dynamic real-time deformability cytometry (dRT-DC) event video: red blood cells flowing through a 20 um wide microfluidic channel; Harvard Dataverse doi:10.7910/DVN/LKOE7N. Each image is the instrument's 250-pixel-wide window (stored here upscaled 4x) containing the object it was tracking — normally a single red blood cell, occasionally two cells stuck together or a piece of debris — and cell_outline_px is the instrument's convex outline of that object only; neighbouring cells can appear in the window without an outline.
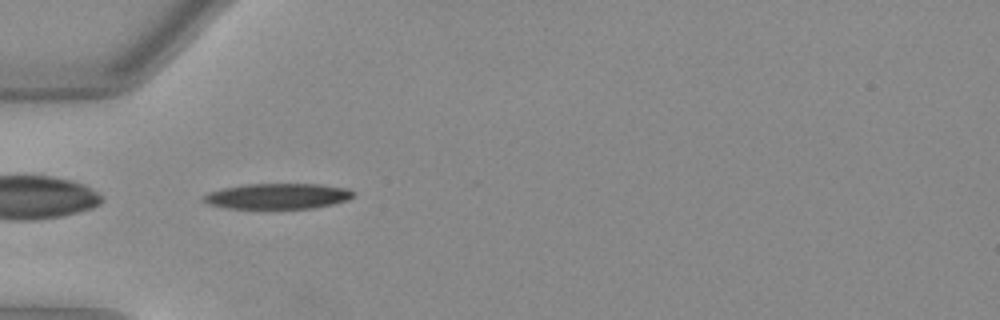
{"species": "Egyptian fruit bat (a non-hibernating species)", "species_latin": "Rousettus aegyptiacus", "temperature_condition": "warm", "stored_images_in_passage": 36, "camera_frame_rate_fps": 3000, "um_per_image_px": 0.085, "animal": {"sex": "female"}, "frame": {"image": 1, "passage_image": 1, "time_ms": 0.0, "image_size_px": [1000, 320], "cell_outline_px": [[352, 196], [348, 200], [316, 208], [224, 208], [208, 204], [200, 200], [200, 196], [208, 192], [220, 188], [248, 184], [316, 184], [348, 188], [352, 192]], "centroid_in_image_um": [23.51, 16.67], "position_along_channel_um": 61.5, "area_um2": 22.43}}
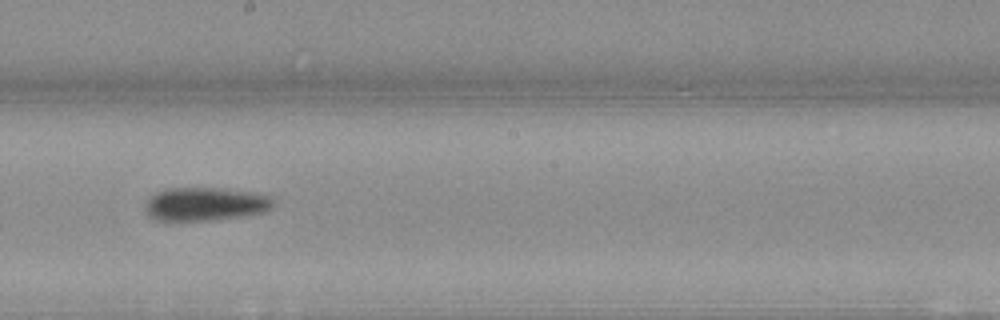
{"frame": {"image": 2, "passage_image": 14, "time_ms": 4.333, "image_size_px": [1000, 320], "cell_outline_px": [[272, 208], [264, 212], [240, 216], [208, 220], [160, 220], [152, 216], [148, 212], [148, 200], [156, 192], [164, 188], [224, 188], [256, 192], [272, 196]], "centroid_in_image_um": [17.53, 17.31], "position_along_channel_um": 230.7, "area_um2": 24.57}}
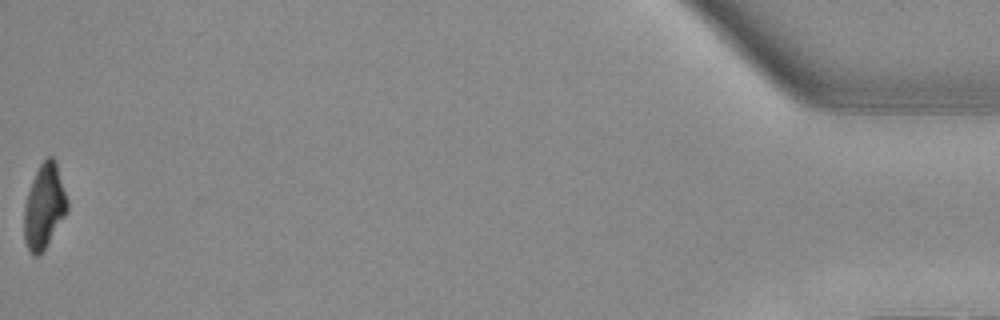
{"frame": {"image": 3, "passage_image": 36, "time_ms": 11.667, "image_size_px": [1000, 320], "cell_outline_px": [[68, 208], [64, 216], [44, 248], [36, 256], [32, 256], [24, 240], [24, 208], [28, 192], [32, 180], [40, 164], [48, 156], [52, 156], [56, 160], [68, 200]], "centroid_in_image_um": [3.76, 17.5], "position_along_channel_um": 431.4, "area_um2": 20.92}, "authors_computed_cell_mechanics": {"area_um2": 23.3512, "velocity_mm_per_s": 4.0141, "shape_relaxation_time_tau1_ms": 6.557, "shape_relaxation_time_tau2_ms": 10.0418, "deformation_change_tau1": 0.2422, "deformation_change_tau2": 0.2074}}